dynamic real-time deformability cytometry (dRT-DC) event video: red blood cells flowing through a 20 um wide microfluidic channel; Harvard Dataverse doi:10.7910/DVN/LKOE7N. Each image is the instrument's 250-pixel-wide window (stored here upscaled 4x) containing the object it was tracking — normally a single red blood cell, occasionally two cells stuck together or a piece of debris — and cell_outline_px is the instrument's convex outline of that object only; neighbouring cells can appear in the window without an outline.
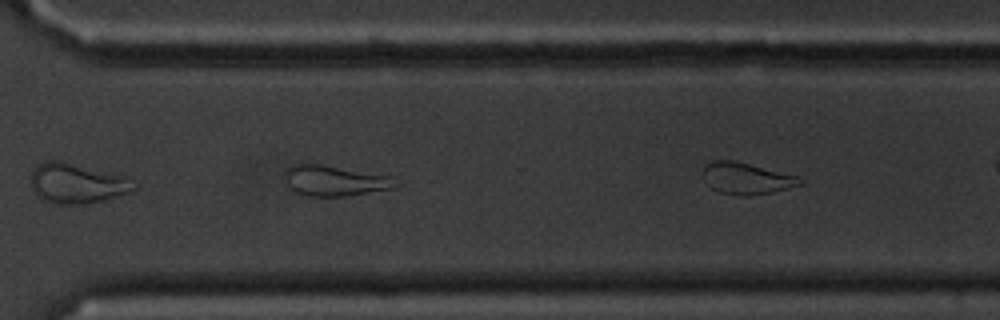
{"species": "common noctule bat (a hibernating species)", "species_latin": "Nyctalus noctula", "temperature_condition": "cold", "stored_images_in_passage": 23, "camera_frame_rate_fps": 3000, "um_per_image_px": 0.085, "animal": {"sex": "male", "body_mass_g": 20.1, "forearm_length_mm": 53.5}, "frame": {"image": 1, "passage_image": 23, "time_ms": 7.333, "image_size_px": [1000, 320], "cell_outline_px": [[804, 184], [772, 192], [748, 196], [740, 196], [716, 192], [708, 184], [700, 172], [704, 164], [712, 160], [732, 160], [796, 176], [804, 180]], "centroid_in_image_um": [63.38, 15.17], "position_along_channel_um": 307.2, "area_um2": 17.92}}